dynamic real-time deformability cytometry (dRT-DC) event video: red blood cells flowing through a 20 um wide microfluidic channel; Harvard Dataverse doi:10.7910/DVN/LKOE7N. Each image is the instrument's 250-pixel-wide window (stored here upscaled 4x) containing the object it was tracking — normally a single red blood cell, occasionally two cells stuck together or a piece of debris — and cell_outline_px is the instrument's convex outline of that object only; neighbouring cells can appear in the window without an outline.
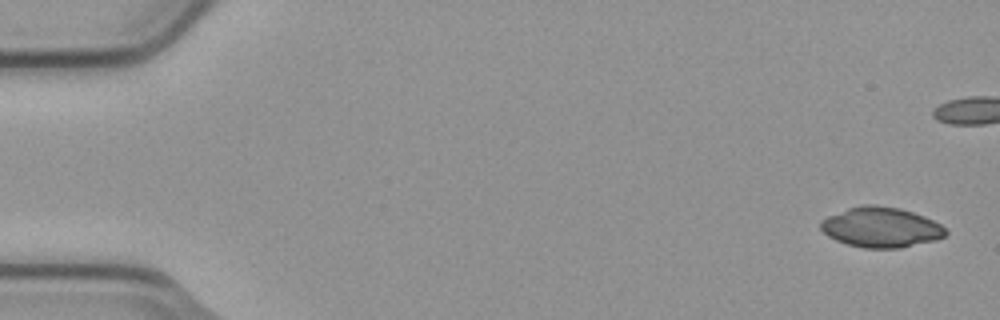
{"species": "common noctule bat (a hibernating species)", "species_latin": "Nyctalus noctula", "temperature_condition": "cold", "stored_images_in_passage": 6, "camera_frame_rate_fps": 3000, "um_per_image_px": 0.085, "animal": {"sex": "male", "body_mass_g": 23.1, "forearm_length_mm": 52.7}, "frame": {"image": 1, "passage_image": 1, "time_ms": 0.0, "image_size_px": [1000, 320], "cell_outline_px": [[948, 232], [944, 236], [936, 240], [900, 248], [864, 248], [848, 244], [836, 240], [828, 236], [820, 228], [820, 220], [828, 216], [848, 208], [860, 204], [876, 204], [900, 208], [924, 216], [940, 224]], "centroid_in_image_um": [74.87, 19.31], "position_along_channel_um": 10.1, "area_um2": 29.3}}
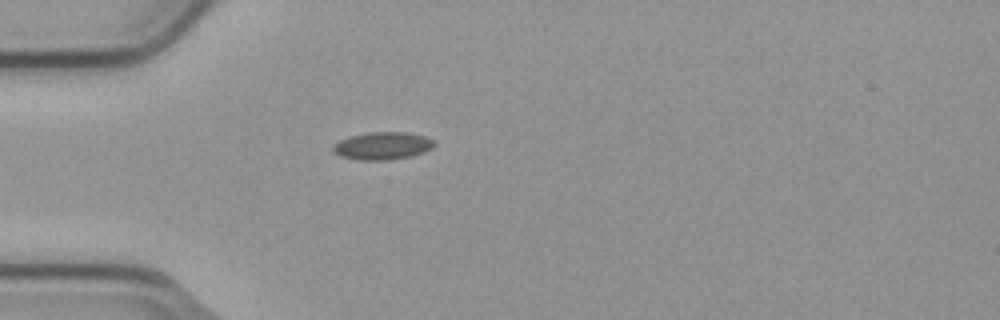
{"frame": {"image": 2, "passage_image": 6, "time_ms": 1.667, "image_size_px": [1000, 320], "cell_outline_px": [[436, 144], [432, 148], [424, 152], [412, 156], [388, 160], [356, 160], [340, 156], [332, 152], [332, 144], [340, 140], [352, 136], [368, 132], [404, 132], [424, 136], [432, 140]], "centroid_in_image_um": [32.48, 12.4], "position_along_channel_um": 52.5, "area_um2": 16.36}}